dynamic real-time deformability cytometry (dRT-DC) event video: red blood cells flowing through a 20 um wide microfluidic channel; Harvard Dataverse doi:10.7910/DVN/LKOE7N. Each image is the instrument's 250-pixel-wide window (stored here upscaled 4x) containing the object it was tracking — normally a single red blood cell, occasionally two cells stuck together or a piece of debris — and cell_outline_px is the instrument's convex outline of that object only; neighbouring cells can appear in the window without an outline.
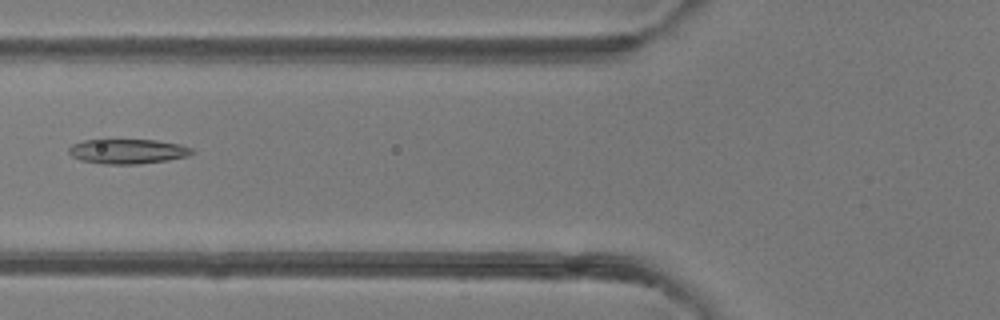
{"species": "common noctule bat (a hibernating species)", "species_latin": "Nyctalus noctula", "temperature_condition": "room temperature", "stored_images_in_passage": 4, "camera_frame_rate_fps": 3000, "um_per_image_px": 0.085, "animal": {"sex": "female"}, "frame": {"image": 1, "passage_image": 4, "time_ms": 3.333, "image_size_px": [1000, 320], "cell_outline_px": [[196, 152], [188, 156], [168, 160], [140, 164], [104, 164], [80, 160], [72, 156], [68, 152], [68, 148], [72, 144], [84, 140], [156, 140], [180, 144], [192, 148]], "centroid_in_image_um": [10.87, 12.87], "position_along_channel_um": 114.9, "area_um2": 17.86}}